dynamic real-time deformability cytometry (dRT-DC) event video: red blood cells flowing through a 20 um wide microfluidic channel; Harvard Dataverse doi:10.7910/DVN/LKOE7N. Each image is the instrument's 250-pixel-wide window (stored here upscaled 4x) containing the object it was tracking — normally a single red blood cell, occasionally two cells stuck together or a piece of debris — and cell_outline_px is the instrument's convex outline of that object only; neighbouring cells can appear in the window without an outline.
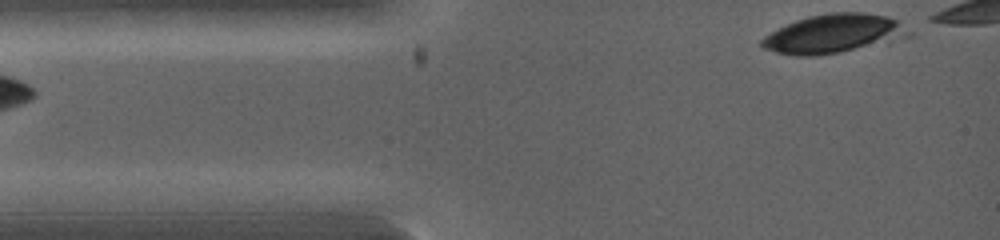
{"species": "common noctule bat (a hibernating species)", "species_latin": "Nyctalus noctula", "temperature_condition": "warm", "stored_images_in_passage": 6, "camera_frame_rate_fps": 5000, "um_per_image_px": 0.085, "animal": {"sex": "female", "body_mass_g": 19.0, "forearm_length_mm": 53.3}, "frame": {"image": 1, "passage_image": 1, "time_ms": 0.0, "image_size_px": [1000, 240], "cell_outline_px": [[916, 32], [912, 36], [888, 44], [840, 52], [812, 56], [796, 56], [776, 52], [764, 48], [760, 44], [760, 40], [764, 36], [796, 20], [808, 16], [832, 12], [864, 12], [888, 16], [896, 20]], "centroid_in_image_um": [70.99, 2.87], "position_along_channel_um": 14.0, "area_um2": 33.87}}